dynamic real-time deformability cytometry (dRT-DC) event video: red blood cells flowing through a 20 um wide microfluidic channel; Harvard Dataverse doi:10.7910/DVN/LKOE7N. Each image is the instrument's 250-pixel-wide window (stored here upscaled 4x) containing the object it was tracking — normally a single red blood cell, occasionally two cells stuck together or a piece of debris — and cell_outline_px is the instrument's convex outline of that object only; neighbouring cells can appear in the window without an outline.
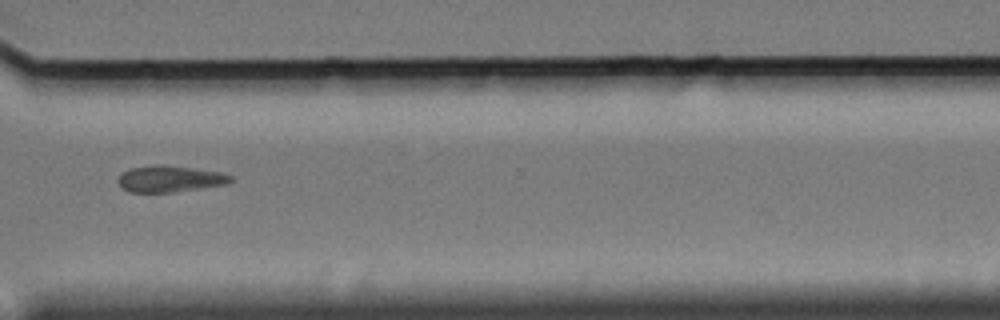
{"species": "Egyptian fruit bat (a non-hibernating species)", "species_latin": "Rousettus aegyptiacus", "temperature_condition": "cold", "stored_images_in_passage": 16, "camera_frame_rate_fps": 3000, "um_per_image_px": 0.085, "animal": {"sex": "female"}, "frame": {"image": 1, "passage_image": 12, "time_ms": 14.0, "image_size_px": [1000, 320], "cell_outline_px": [[236, 180], [228, 184], [172, 192], [132, 192], [124, 188], [116, 180], [124, 172], [132, 168], [156, 164], [160, 164], [192, 168], [220, 172], [232, 176]], "centroid_in_image_um": [14.49, 15.2], "position_along_channel_um": 356.1, "area_um2": 17.17}}